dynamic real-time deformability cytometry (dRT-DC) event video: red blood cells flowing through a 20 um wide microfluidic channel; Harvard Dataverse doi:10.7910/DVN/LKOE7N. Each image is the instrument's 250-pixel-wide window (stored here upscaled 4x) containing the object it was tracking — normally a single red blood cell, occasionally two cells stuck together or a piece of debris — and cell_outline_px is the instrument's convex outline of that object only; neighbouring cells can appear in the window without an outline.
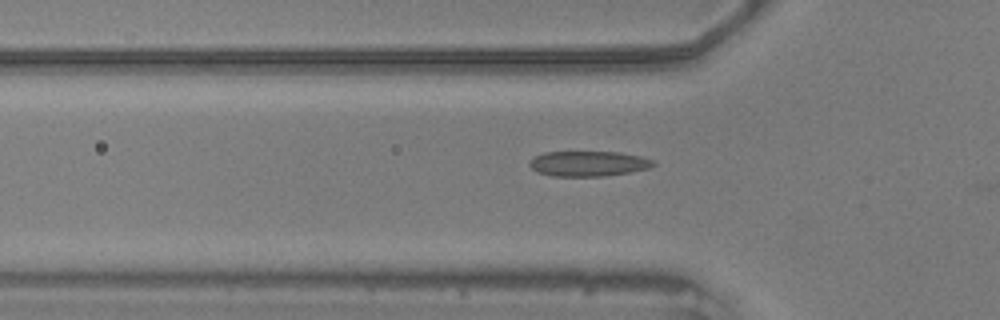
{"species": "common noctule bat (a hibernating species)", "species_latin": "Nyctalus noctula", "temperature_condition": "warm", "stored_images_in_passage": 39, "camera_frame_rate_fps": 3000, "um_per_image_px": 0.085, "animal": {"sex": "male", "body_mass_g": 20.5, "forearm_length_mm": 52.5}, "frame": {"image": 1, "passage_image": 6, "time_ms": 1.667, "image_size_px": [1000, 320], "cell_outline_px": [[656, 164], [648, 168], [628, 172], [604, 176], [552, 176], [536, 172], [528, 164], [536, 156], [544, 152], [620, 152], [640, 156], [652, 160]], "centroid_in_image_um": [49.99, 13.91], "position_along_channel_um": 75.8, "area_um2": 18.03}}
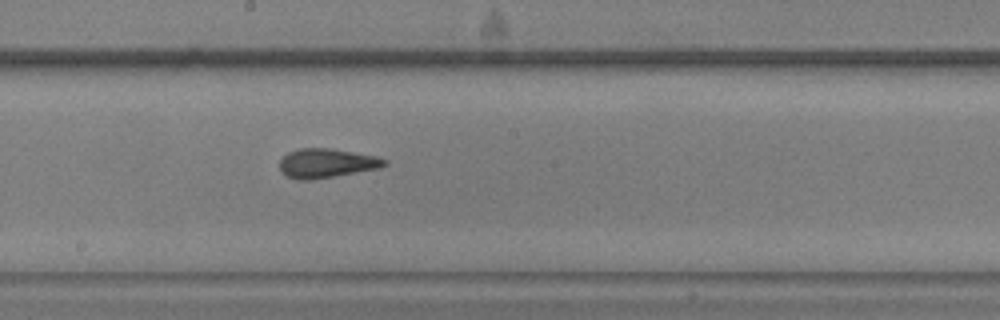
{"frame": {"image": 2, "passage_image": 18, "time_ms": 5.667, "image_size_px": [1000, 320], "cell_outline_px": [[388, 164], [380, 168], [312, 180], [296, 180], [280, 172], [280, 160], [288, 152], [300, 148], [332, 148], [376, 156], [388, 160]], "centroid_in_image_um": [27.76, 13.87], "position_along_channel_um": 220.4, "area_um2": 17.98}}
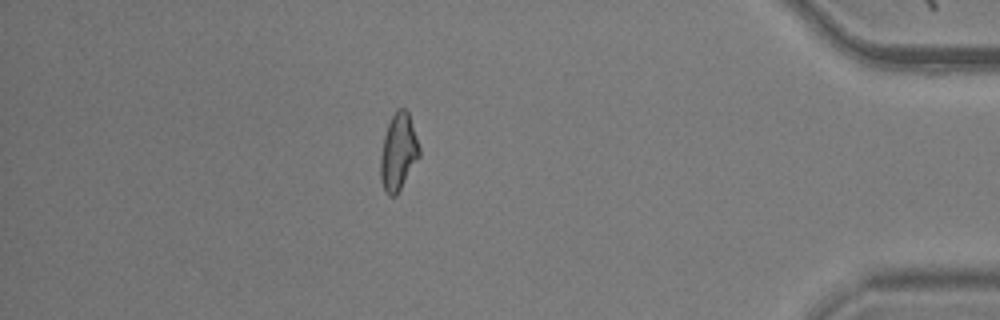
{"frame": {"image": 3, "passage_image": 37, "time_ms": 12.0, "image_size_px": [1000, 320], "cell_outline_px": [[420, 156], [396, 196], [388, 196], [384, 192], [380, 180], [380, 156], [384, 136], [388, 124], [396, 108], [404, 108], [408, 112], [420, 148]], "centroid_in_image_um": [33.84, 12.95], "position_along_channel_um": 401.4, "area_um2": 17.46}, "authors_computed_cell_mechanics": {"area_um2": 17.4556, "velocity_mm_per_s": 3.5763, "shape_relaxation_time_tau1_ms": 6.0777, "shape_relaxation_time_tau2_ms": 1.9228, "deformation_change_tau1": 0.1654, "deformation_change_tau2": 0.0852}}